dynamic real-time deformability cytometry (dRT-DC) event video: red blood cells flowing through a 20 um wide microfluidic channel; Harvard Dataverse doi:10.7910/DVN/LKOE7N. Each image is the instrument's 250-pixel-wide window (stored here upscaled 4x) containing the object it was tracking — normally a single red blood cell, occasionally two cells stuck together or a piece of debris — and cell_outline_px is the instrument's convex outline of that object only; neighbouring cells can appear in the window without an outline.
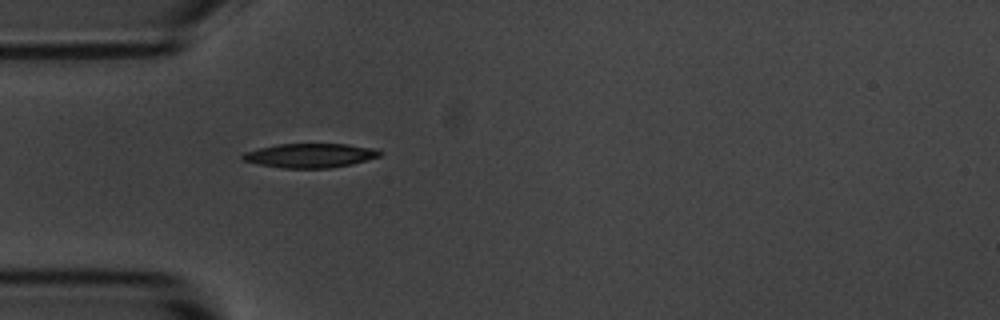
{"species": "common noctule bat (a hibernating species)", "species_latin": "Nyctalus noctula", "temperature_condition": "room temperature", "stored_images_in_passage": 1, "camera_frame_rate_fps": 3000, "um_per_image_px": 0.085, "animal": {"sex": "male", "body_mass_g": 20.1, "forearm_length_mm": 53.5}, "frame": {"image": 1, "passage_image": 1, "time_ms": 0.0, "image_size_px": [1000, 320], "cell_outline_px": [[380, 156], [352, 164], [328, 168], [284, 168], [260, 164], [244, 160], [240, 156], [244, 152], [260, 148], [280, 144], [348, 144], [376, 148], [380, 152]], "centroid_in_image_um": [26.38, 13.21], "position_along_channel_um": 58.6, "area_um2": 19.13}}